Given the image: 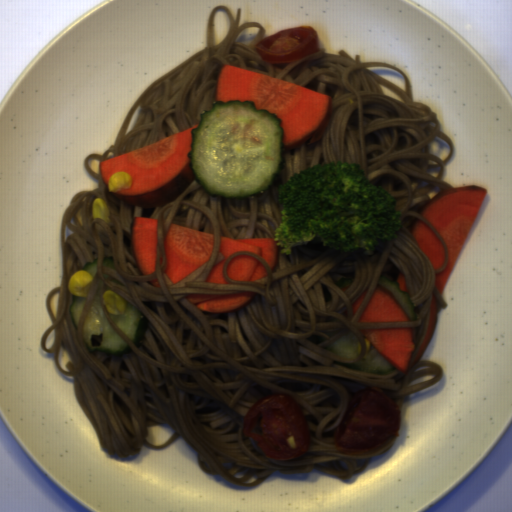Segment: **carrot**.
<instances>
[{
	"instance_id": "7",
	"label": "carrot",
	"mask_w": 512,
	"mask_h": 512,
	"mask_svg": "<svg viewBox=\"0 0 512 512\" xmlns=\"http://www.w3.org/2000/svg\"><path fill=\"white\" fill-rule=\"evenodd\" d=\"M159 222L146 216H135L131 221V243L136 266L140 273L155 271Z\"/></svg>"
},
{
	"instance_id": "5",
	"label": "carrot",
	"mask_w": 512,
	"mask_h": 512,
	"mask_svg": "<svg viewBox=\"0 0 512 512\" xmlns=\"http://www.w3.org/2000/svg\"><path fill=\"white\" fill-rule=\"evenodd\" d=\"M359 330L367 338L369 347H373L395 369L406 374L415 346L411 327Z\"/></svg>"
},
{
	"instance_id": "1",
	"label": "carrot",
	"mask_w": 512,
	"mask_h": 512,
	"mask_svg": "<svg viewBox=\"0 0 512 512\" xmlns=\"http://www.w3.org/2000/svg\"><path fill=\"white\" fill-rule=\"evenodd\" d=\"M216 101H252L258 110L281 118L285 150L320 140L334 112L331 95L233 65L222 64L215 82Z\"/></svg>"
},
{
	"instance_id": "12",
	"label": "carrot",
	"mask_w": 512,
	"mask_h": 512,
	"mask_svg": "<svg viewBox=\"0 0 512 512\" xmlns=\"http://www.w3.org/2000/svg\"><path fill=\"white\" fill-rule=\"evenodd\" d=\"M439 310V304L438 302L436 301L434 295L432 294V300H431V307H430V317H429V322H428V327H427V332H426V336L420 346V348L418 349L414 359H413V362L411 364V366H414L420 359V357L423 355V353L425 352L433 334H434V331H435V327L437 325V312Z\"/></svg>"
},
{
	"instance_id": "4",
	"label": "carrot",
	"mask_w": 512,
	"mask_h": 512,
	"mask_svg": "<svg viewBox=\"0 0 512 512\" xmlns=\"http://www.w3.org/2000/svg\"><path fill=\"white\" fill-rule=\"evenodd\" d=\"M214 238L212 233L170 224L163 242L166 254L163 273L172 285L210 260L214 250Z\"/></svg>"
},
{
	"instance_id": "9",
	"label": "carrot",
	"mask_w": 512,
	"mask_h": 512,
	"mask_svg": "<svg viewBox=\"0 0 512 512\" xmlns=\"http://www.w3.org/2000/svg\"><path fill=\"white\" fill-rule=\"evenodd\" d=\"M253 297L251 292L231 294H200L185 296V299L205 313H229L236 311Z\"/></svg>"
},
{
	"instance_id": "11",
	"label": "carrot",
	"mask_w": 512,
	"mask_h": 512,
	"mask_svg": "<svg viewBox=\"0 0 512 512\" xmlns=\"http://www.w3.org/2000/svg\"><path fill=\"white\" fill-rule=\"evenodd\" d=\"M230 279L253 282L267 276L264 265L255 257L248 255L234 256L226 267Z\"/></svg>"
},
{
	"instance_id": "6",
	"label": "carrot",
	"mask_w": 512,
	"mask_h": 512,
	"mask_svg": "<svg viewBox=\"0 0 512 512\" xmlns=\"http://www.w3.org/2000/svg\"><path fill=\"white\" fill-rule=\"evenodd\" d=\"M236 252H251L266 261L271 269L277 263L278 246L274 237L261 238H232L226 235L220 236V248L224 258L213 266L208 274L207 283H226L228 282L223 276V265L227 259Z\"/></svg>"
},
{
	"instance_id": "2",
	"label": "carrot",
	"mask_w": 512,
	"mask_h": 512,
	"mask_svg": "<svg viewBox=\"0 0 512 512\" xmlns=\"http://www.w3.org/2000/svg\"><path fill=\"white\" fill-rule=\"evenodd\" d=\"M199 124V123H198ZM198 124L154 143L101 161L99 173L105 183L117 172H127L130 188L113 192L122 202L139 208L157 209L172 202L195 178L189 167L191 134Z\"/></svg>"
},
{
	"instance_id": "10",
	"label": "carrot",
	"mask_w": 512,
	"mask_h": 512,
	"mask_svg": "<svg viewBox=\"0 0 512 512\" xmlns=\"http://www.w3.org/2000/svg\"><path fill=\"white\" fill-rule=\"evenodd\" d=\"M411 233L418 247L432 264L433 270L444 265V245L439 237L424 223L417 221L412 225Z\"/></svg>"
},
{
	"instance_id": "13",
	"label": "carrot",
	"mask_w": 512,
	"mask_h": 512,
	"mask_svg": "<svg viewBox=\"0 0 512 512\" xmlns=\"http://www.w3.org/2000/svg\"><path fill=\"white\" fill-rule=\"evenodd\" d=\"M396 282L398 283V288L402 292H407L408 293V289H407V287L405 285V276L401 272L398 274Z\"/></svg>"
},
{
	"instance_id": "8",
	"label": "carrot",
	"mask_w": 512,
	"mask_h": 512,
	"mask_svg": "<svg viewBox=\"0 0 512 512\" xmlns=\"http://www.w3.org/2000/svg\"><path fill=\"white\" fill-rule=\"evenodd\" d=\"M359 322H410L403 306L388 289L377 285Z\"/></svg>"
},
{
	"instance_id": "3",
	"label": "carrot",
	"mask_w": 512,
	"mask_h": 512,
	"mask_svg": "<svg viewBox=\"0 0 512 512\" xmlns=\"http://www.w3.org/2000/svg\"><path fill=\"white\" fill-rule=\"evenodd\" d=\"M487 193L488 189L475 184L452 186L433 195L421 213L446 243L447 264L435 276V287L441 293L471 233Z\"/></svg>"
},
{
	"instance_id": "14",
	"label": "carrot",
	"mask_w": 512,
	"mask_h": 512,
	"mask_svg": "<svg viewBox=\"0 0 512 512\" xmlns=\"http://www.w3.org/2000/svg\"><path fill=\"white\" fill-rule=\"evenodd\" d=\"M149 282L151 283V285H152L153 287H157V288H160V289H161L160 284H159V282H158L157 278H156V279H154V280H151V281H149Z\"/></svg>"
}]
</instances>
